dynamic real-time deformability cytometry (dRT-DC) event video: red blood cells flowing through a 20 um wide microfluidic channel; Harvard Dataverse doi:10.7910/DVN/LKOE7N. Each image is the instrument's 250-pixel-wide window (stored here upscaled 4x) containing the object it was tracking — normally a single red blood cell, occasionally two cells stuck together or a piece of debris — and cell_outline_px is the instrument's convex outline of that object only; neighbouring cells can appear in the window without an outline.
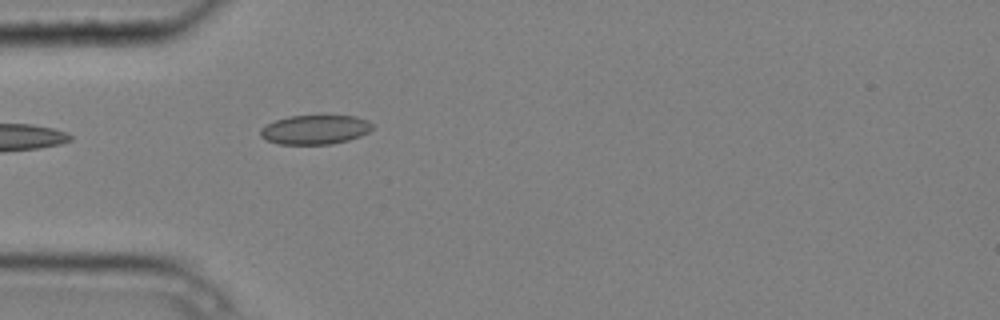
{"species": "common noctule bat (a hibernating species)", "species_latin": "Nyctalus noctula", "temperature_condition": "cold", "stored_images_in_passage": 1, "camera_frame_rate_fps": 3000, "um_per_image_px": 0.085, "animal": {"sex": "male", "body_mass_g": 20.4}, "frame": {"image": 1, "passage_image": 1, "time_ms": 0.0, "image_size_px": [1000, 320], "cell_outline_px": [[372, 128], [368, 132], [360, 136], [348, 140], [332, 144], [276, 144], [260, 136], [260, 128], [276, 120], [288, 116], [356, 116], [368, 120], [372, 124]], "centroid_in_image_um": [26.78, 11.02], "position_along_channel_um": 58.2, "area_um2": 19.02}}